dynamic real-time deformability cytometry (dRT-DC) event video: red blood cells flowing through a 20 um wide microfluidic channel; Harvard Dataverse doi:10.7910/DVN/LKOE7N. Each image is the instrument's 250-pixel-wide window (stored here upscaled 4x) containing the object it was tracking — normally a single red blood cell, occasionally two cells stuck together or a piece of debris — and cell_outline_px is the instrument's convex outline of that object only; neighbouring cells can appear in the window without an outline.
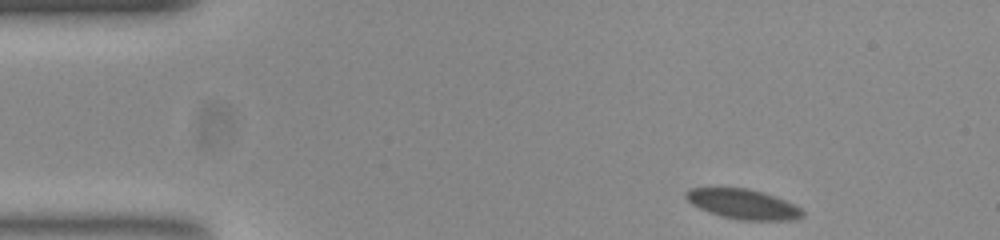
{"species": "common noctule bat (a hibernating species)", "species_latin": "Nyctalus noctula", "temperature_condition": "room temperature", "stored_images_in_passage": 49, "camera_frame_rate_fps": 3000, "um_per_image_px": 0.085, "animal": {"sex": "female", "body_mass_g": 23.0, "forearm_length_mm": 53.4}, "frame": {"image": 1, "passage_image": 1, "time_ms": 0.0, "image_size_px": [1000, 240], "cell_outline_px": [[804, 216], [788, 220], [744, 220], [724, 216], [700, 208], [692, 204], [684, 196], [692, 188], [744, 188], [764, 192], [784, 200], [800, 208], [804, 212]], "centroid_in_image_um": [63.19, 17.34], "position_along_channel_um": 21.8, "area_um2": 19.71}}
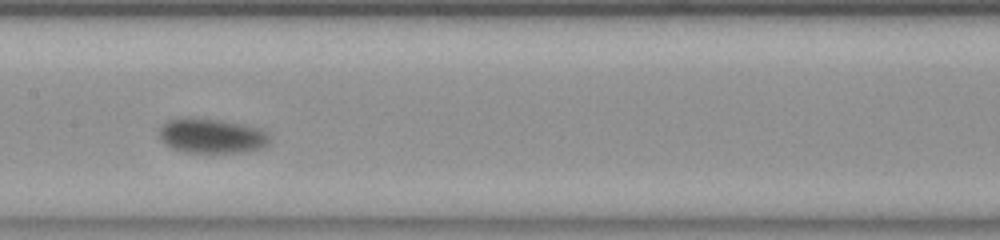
{"frame": {"image": 2, "passage_image": 21, "time_ms": 6.667, "image_size_px": [1000, 240], "cell_outline_px": [[268, 144], [260, 148], [244, 152], [180, 152], [172, 148], [160, 136], [160, 128], [168, 120], [176, 116], [188, 116], [224, 120], [244, 124], [260, 128], [268, 132]], "centroid_in_image_um": [17.99, 11.51], "position_along_channel_um": 189.4, "area_um2": 22.6}}
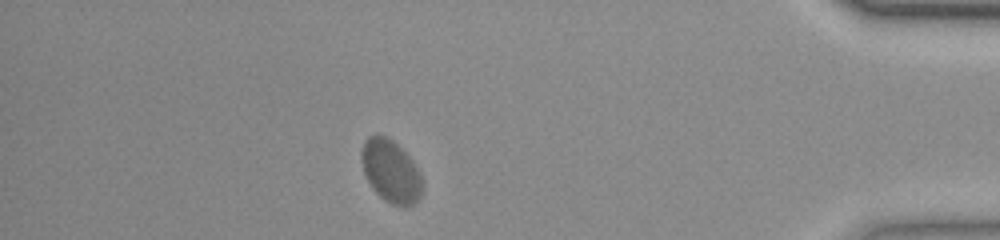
{"frame": {"image": 3, "passage_image": 42, "time_ms": 13.667, "image_size_px": [1000, 240], "cell_outline_px": [[424, 184], [420, 200], [416, 204], [392, 204], [384, 200], [376, 192], [368, 180], [364, 172], [360, 156], [360, 152], [364, 140], [368, 136], [384, 136], [392, 140], [416, 164]], "centroid_in_image_um": [33.24, 14.56], "position_along_channel_um": 402.0, "area_um2": 22.02}, "authors_computed_cell_mechanics": {"area_um2": 21.5016, "velocity_mm_per_s": 3.7088, "shape_relaxation_time_tau1_ms": 3.863, "shape_relaxation_time_tau2_ms": null, "deformation_change_tau1": 0.1149, "deformation_change_tau2": null}}